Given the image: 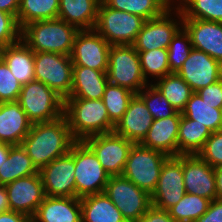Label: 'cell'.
Masks as SVG:
<instances>
[{"instance_id":"cell-1","label":"cell","mask_w":222,"mask_h":222,"mask_svg":"<svg viewBox=\"0 0 222 222\" xmlns=\"http://www.w3.org/2000/svg\"><path fill=\"white\" fill-rule=\"evenodd\" d=\"M75 141L63 115L53 121L32 124L21 145L40 171L54 159L67 154Z\"/></svg>"},{"instance_id":"cell-2","label":"cell","mask_w":222,"mask_h":222,"mask_svg":"<svg viewBox=\"0 0 222 222\" xmlns=\"http://www.w3.org/2000/svg\"><path fill=\"white\" fill-rule=\"evenodd\" d=\"M80 30L59 18L39 20L21 29V40L33 52H50L71 55L73 44Z\"/></svg>"},{"instance_id":"cell-3","label":"cell","mask_w":222,"mask_h":222,"mask_svg":"<svg viewBox=\"0 0 222 222\" xmlns=\"http://www.w3.org/2000/svg\"><path fill=\"white\" fill-rule=\"evenodd\" d=\"M63 115L75 140L114 130L115 125L110 121L102 99L67 98L64 100Z\"/></svg>"},{"instance_id":"cell-4","label":"cell","mask_w":222,"mask_h":222,"mask_svg":"<svg viewBox=\"0 0 222 222\" xmlns=\"http://www.w3.org/2000/svg\"><path fill=\"white\" fill-rule=\"evenodd\" d=\"M17 102L32 124L63 116L64 100L46 84L33 80L22 85Z\"/></svg>"},{"instance_id":"cell-5","label":"cell","mask_w":222,"mask_h":222,"mask_svg":"<svg viewBox=\"0 0 222 222\" xmlns=\"http://www.w3.org/2000/svg\"><path fill=\"white\" fill-rule=\"evenodd\" d=\"M146 19L100 2L94 30L110 45H132Z\"/></svg>"},{"instance_id":"cell-6","label":"cell","mask_w":222,"mask_h":222,"mask_svg":"<svg viewBox=\"0 0 222 222\" xmlns=\"http://www.w3.org/2000/svg\"><path fill=\"white\" fill-rule=\"evenodd\" d=\"M168 158L160 151L133 144L122 175L152 195L157 187L163 163Z\"/></svg>"},{"instance_id":"cell-7","label":"cell","mask_w":222,"mask_h":222,"mask_svg":"<svg viewBox=\"0 0 222 222\" xmlns=\"http://www.w3.org/2000/svg\"><path fill=\"white\" fill-rule=\"evenodd\" d=\"M107 78L110 84L125 87L137 94L149 82L142 74L139 54L133 45H111Z\"/></svg>"},{"instance_id":"cell-8","label":"cell","mask_w":222,"mask_h":222,"mask_svg":"<svg viewBox=\"0 0 222 222\" xmlns=\"http://www.w3.org/2000/svg\"><path fill=\"white\" fill-rule=\"evenodd\" d=\"M73 158L76 197L103 193L110 176L83 140L73 143Z\"/></svg>"},{"instance_id":"cell-9","label":"cell","mask_w":222,"mask_h":222,"mask_svg":"<svg viewBox=\"0 0 222 222\" xmlns=\"http://www.w3.org/2000/svg\"><path fill=\"white\" fill-rule=\"evenodd\" d=\"M182 27L183 15L174 3L161 16L146 20L132 45L137 52L168 49L172 38Z\"/></svg>"},{"instance_id":"cell-10","label":"cell","mask_w":222,"mask_h":222,"mask_svg":"<svg viewBox=\"0 0 222 222\" xmlns=\"http://www.w3.org/2000/svg\"><path fill=\"white\" fill-rule=\"evenodd\" d=\"M71 57L50 52H34V76L66 100L72 88Z\"/></svg>"},{"instance_id":"cell-11","label":"cell","mask_w":222,"mask_h":222,"mask_svg":"<svg viewBox=\"0 0 222 222\" xmlns=\"http://www.w3.org/2000/svg\"><path fill=\"white\" fill-rule=\"evenodd\" d=\"M104 193L127 222H135L152 206L151 195L123 175L110 176Z\"/></svg>"},{"instance_id":"cell-12","label":"cell","mask_w":222,"mask_h":222,"mask_svg":"<svg viewBox=\"0 0 222 222\" xmlns=\"http://www.w3.org/2000/svg\"><path fill=\"white\" fill-rule=\"evenodd\" d=\"M83 141L92 149L109 176L123 174L133 142L114 132L89 136Z\"/></svg>"},{"instance_id":"cell-13","label":"cell","mask_w":222,"mask_h":222,"mask_svg":"<svg viewBox=\"0 0 222 222\" xmlns=\"http://www.w3.org/2000/svg\"><path fill=\"white\" fill-rule=\"evenodd\" d=\"M183 174V155L169 157L161 168L157 187L151 195L152 205L168 210L186 194Z\"/></svg>"},{"instance_id":"cell-14","label":"cell","mask_w":222,"mask_h":222,"mask_svg":"<svg viewBox=\"0 0 222 222\" xmlns=\"http://www.w3.org/2000/svg\"><path fill=\"white\" fill-rule=\"evenodd\" d=\"M74 171L72 145L67 154L54 159L39 171L46 196L76 197Z\"/></svg>"},{"instance_id":"cell-15","label":"cell","mask_w":222,"mask_h":222,"mask_svg":"<svg viewBox=\"0 0 222 222\" xmlns=\"http://www.w3.org/2000/svg\"><path fill=\"white\" fill-rule=\"evenodd\" d=\"M110 46L94 29L80 30L75 37L70 55L73 66L107 71Z\"/></svg>"},{"instance_id":"cell-16","label":"cell","mask_w":222,"mask_h":222,"mask_svg":"<svg viewBox=\"0 0 222 222\" xmlns=\"http://www.w3.org/2000/svg\"><path fill=\"white\" fill-rule=\"evenodd\" d=\"M9 208L12 211L34 216L46 197L40 173L19 178L5 185Z\"/></svg>"},{"instance_id":"cell-17","label":"cell","mask_w":222,"mask_h":222,"mask_svg":"<svg viewBox=\"0 0 222 222\" xmlns=\"http://www.w3.org/2000/svg\"><path fill=\"white\" fill-rule=\"evenodd\" d=\"M177 74L196 92L222 79V64L193 48Z\"/></svg>"},{"instance_id":"cell-18","label":"cell","mask_w":222,"mask_h":222,"mask_svg":"<svg viewBox=\"0 0 222 222\" xmlns=\"http://www.w3.org/2000/svg\"><path fill=\"white\" fill-rule=\"evenodd\" d=\"M183 174L186 193L217 199L214 168L198 155H183Z\"/></svg>"},{"instance_id":"cell-19","label":"cell","mask_w":222,"mask_h":222,"mask_svg":"<svg viewBox=\"0 0 222 222\" xmlns=\"http://www.w3.org/2000/svg\"><path fill=\"white\" fill-rule=\"evenodd\" d=\"M154 119L142 98L135 94L126 112L114 126L113 132L134 144H140L146 137Z\"/></svg>"},{"instance_id":"cell-20","label":"cell","mask_w":222,"mask_h":222,"mask_svg":"<svg viewBox=\"0 0 222 222\" xmlns=\"http://www.w3.org/2000/svg\"><path fill=\"white\" fill-rule=\"evenodd\" d=\"M183 28L194 49L207 53L222 64V22L183 19Z\"/></svg>"},{"instance_id":"cell-21","label":"cell","mask_w":222,"mask_h":222,"mask_svg":"<svg viewBox=\"0 0 222 222\" xmlns=\"http://www.w3.org/2000/svg\"><path fill=\"white\" fill-rule=\"evenodd\" d=\"M181 112L173 116L155 119L146 137L140 143L142 146L160 151L168 157L178 156V132Z\"/></svg>"},{"instance_id":"cell-22","label":"cell","mask_w":222,"mask_h":222,"mask_svg":"<svg viewBox=\"0 0 222 222\" xmlns=\"http://www.w3.org/2000/svg\"><path fill=\"white\" fill-rule=\"evenodd\" d=\"M32 222H82L79 197H48L37 208Z\"/></svg>"},{"instance_id":"cell-23","label":"cell","mask_w":222,"mask_h":222,"mask_svg":"<svg viewBox=\"0 0 222 222\" xmlns=\"http://www.w3.org/2000/svg\"><path fill=\"white\" fill-rule=\"evenodd\" d=\"M31 126L17 101L0 103V143L21 145Z\"/></svg>"},{"instance_id":"cell-24","label":"cell","mask_w":222,"mask_h":222,"mask_svg":"<svg viewBox=\"0 0 222 222\" xmlns=\"http://www.w3.org/2000/svg\"><path fill=\"white\" fill-rule=\"evenodd\" d=\"M107 84V71L73 66L72 88L68 98L102 99Z\"/></svg>"},{"instance_id":"cell-25","label":"cell","mask_w":222,"mask_h":222,"mask_svg":"<svg viewBox=\"0 0 222 222\" xmlns=\"http://www.w3.org/2000/svg\"><path fill=\"white\" fill-rule=\"evenodd\" d=\"M0 57L21 85L35 80L34 52L21 39L0 48Z\"/></svg>"},{"instance_id":"cell-26","label":"cell","mask_w":222,"mask_h":222,"mask_svg":"<svg viewBox=\"0 0 222 222\" xmlns=\"http://www.w3.org/2000/svg\"><path fill=\"white\" fill-rule=\"evenodd\" d=\"M99 0H59L58 18L79 30H93L96 24Z\"/></svg>"},{"instance_id":"cell-27","label":"cell","mask_w":222,"mask_h":222,"mask_svg":"<svg viewBox=\"0 0 222 222\" xmlns=\"http://www.w3.org/2000/svg\"><path fill=\"white\" fill-rule=\"evenodd\" d=\"M80 201L82 222H127L104 192L81 197Z\"/></svg>"},{"instance_id":"cell-28","label":"cell","mask_w":222,"mask_h":222,"mask_svg":"<svg viewBox=\"0 0 222 222\" xmlns=\"http://www.w3.org/2000/svg\"><path fill=\"white\" fill-rule=\"evenodd\" d=\"M211 131L205 126L183 116L181 113L178 132V156L197 155L203 148Z\"/></svg>"},{"instance_id":"cell-29","label":"cell","mask_w":222,"mask_h":222,"mask_svg":"<svg viewBox=\"0 0 222 222\" xmlns=\"http://www.w3.org/2000/svg\"><path fill=\"white\" fill-rule=\"evenodd\" d=\"M38 172L22 145H13L10 147L8 159L0 166V184L6 185Z\"/></svg>"},{"instance_id":"cell-30","label":"cell","mask_w":222,"mask_h":222,"mask_svg":"<svg viewBox=\"0 0 222 222\" xmlns=\"http://www.w3.org/2000/svg\"><path fill=\"white\" fill-rule=\"evenodd\" d=\"M181 113L183 116L205 125L211 133L222 130V109H218V105L206 103L196 92L191 95Z\"/></svg>"},{"instance_id":"cell-31","label":"cell","mask_w":222,"mask_h":222,"mask_svg":"<svg viewBox=\"0 0 222 222\" xmlns=\"http://www.w3.org/2000/svg\"><path fill=\"white\" fill-rule=\"evenodd\" d=\"M106 6L136 14L146 20L161 16L173 4L174 0H103Z\"/></svg>"},{"instance_id":"cell-32","label":"cell","mask_w":222,"mask_h":222,"mask_svg":"<svg viewBox=\"0 0 222 222\" xmlns=\"http://www.w3.org/2000/svg\"><path fill=\"white\" fill-rule=\"evenodd\" d=\"M153 84L178 112H182L185 109L187 101L194 93L191 87L177 73H171L159 78Z\"/></svg>"},{"instance_id":"cell-33","label":"cell","mask_w":222,"mask_h":222,"mask_svg":"<svg viewBox=\"0 0 222 222\" xmlns=\"http://www.w3.org/2000/svg\"><path fill=\"white\" fill-rule=\"evenodd\" d=\"M59 0H20L17 23L22 29L25 25L58 18Z\"/></svg>"},{"instance_id":"cell-34","label":"cell","mask_w":222,"mask_h":222,"mask_svg":"<svg viewBox=\"0 0 222 222\" xmlns=\"http://www.w3.org/2000/svg\"><path fill=\"white\" fill-rule=\"evenodd\" d=\"M174 3L183 19L222 22V0H174Z\"/></svg>"},{"instance_id":"cell-35","label":"cell","mask_w":222,"mask_h":222,"mask_svg":"<svg viewBox=\"0 0 222 222\" xmlns=\"http://www.w3.org/2000/svg\"><path fill=\"white\" fill-rule=\"evenodd\" d=\"M210 200L186 193L182 199L167 211L176 222H195L208 209Z\"/></svg>"},{"instance_id":"cell-36","label":"cell","mask_w":222,"mask_h":222,"mask_svg":"<svg viewBox=\"0 0 222 222\" xmlns=\"http://www.w3.org/2000/svg\"><path fill=\"white\" fill-rule=\"evenodd\" d=\"M134 95L135 93L129 89L108 82L102 101L107 109L109 119L114 125L122 118Z\"/></svg>"},{"instance_id":"cell-37","label":"cell","mask_w":222,"mask_h":222,"mask_svg":"<svg viewBox=\"0 0 222 222\" xmlns=\"http://www.w3.org/2000/svg\"><path fill=\"white\" fill-rule=\"evenodd\" d=\"M141 64L142 74L145 80L149 83L155 82L157 79L162 78L168 74H171L168 63V50L156 49L149 51L138 52ZM150 78H154L149 81Z\"/></svg>"},{"instance_id":"cell-38","label":"cell","mask_w":222,"mask_h":222,"mask_svg":"<svg viewBox=\"0 0 222 222\" xmlns=\"http://www.w3.org/2000/svg\"><path fill=\"white\" fill-rule=\"evenodd\" d=\"M137 94L146 104L154 120L173 116L177 112L153 83H149Z\"/></svg>"},{"instance_id":"cell-39","label":"cell","mask_w":222,"mask_h":222,"mask_svg":"<svg viewBox=\"0 0 222 222\" xmlns=\"http://www.w3.org/2000/svg\"><path fill=\"white\" fill-rule=\"evenodd\" d=\"M193 49L191 39L186 30L182 27L172 38L168 47V63L171 73H177L188 58Z\"/></svg>"},{"instance_id":"cell-40","label":"cell","mask_w":222,"mask_h":222,"mask_svg":"<svg viewBox=\"0 0 222 222\" xmlns=\"http://www.w3.org/2000/svg\"><path fill=\"white\" fill-rule=\"evenodd\" d=\"M21 87L20 82L0 57V103L17 101Z\"/></svg>"},{"instance_id":"cell-41","label":"cell","mask_w":222,"mask_h":222,"mask_svg":"<svg viewBox=\"0 0 222 222\" xmlns=\"http://www.w3.org/2000/svg\"><path fill=\"white\" fill-rule=\"evenodd\" d=\"M213 168L222 165V130L211 133L202 150L197 154Z\"/></svg>"},{"instance_id":"cell-42","label":"cell","mask_w":222,"mask_h":222,"mask_svg":"<svg viewBox=\"0 0 222 222\" xmlns=\"http://www.w3.org/2000/svg\"><path fill=\"white\" fill-rule=\"evenodd\" d=\"M21 39V29L17 19L5 11L0 10V48L14 44Z\"/></svg>"},{"instance_id":"cell-43","label":"cell","mask_w":222,"mask_h":222,"mask_svg":"<svg viewBox=\"0 0 222 222\" xmlns=\"http://www.w3.org/2000/svg\"><path fill=\"white\" fill-rule=\"evenodd\" d=\"M196 93L203 101L210 105H218V109H222V79L216 83L199 89Z\"/></svg>"},{"instance_id":"cell-44","label":"cell","mask_w":222,"mask_h":222,"mask_svg":"<svg viewBox=\"0 0 222 222\" xmlns=\"http://www.w3.org/2000/svg\"><path fill=\"white\" fill-rule=\"evenodd\" d=\"M195 222H222V199L212 200L207 211Z\"/></svg>"},{"instance_id":"cell-45","label":"cell","mask_w":222,"mask_h":222,"mask_svg":"<svg viewBox=\"0 0 222 222\" xmlns=\"http://www.w3.org/2000/svg\"><path fill=\"white\" fill-rule=\"evenodd\" d=\"M135 222H176L168 211L151 206L147 212Z\"/></svg>"},{"instance_id":"cell-46","label":"cell","mask_w":222,"mask_h":222,"mask_svg":"<svg viewBox=\"0 0 222 222\" xmlns=\"http://www.w3.org/2000/svg\"><path fill=\"white\" fill-rule=\"evenodd\" d=\"M0 222H32L31 218L23 213L9 210L0 213Z\"/></svg>"},{"instance_id":"cell-47","label":"cell","mask_w":222,"mask_h":222,"mask_svg":"<svg viewBox=\"0 0 222 222\" xmlns=\"http://www.w3.org/2000/svg\"><path fill=\"white\" fill-rule=\"evenodd\" d=\"M20 6V0H0V10L12 14L16 19Z\"/></svg>"},{"instance_id":"cell-48","label":"cell","mask_w":222,"mask_h":222,"mask_svg":"<svg viewBox=\"0 0 222 222\" xmlns=\"http://www.w3.org/2000/svg\"><path fill=\"white\" fill-rule=\"evenodd\" d=\"M217 199H222V165L214 168Z\"/></svg>"},{"instance_id":"cell-49","label":"cell","mask_w":222,"mask_h":222,"mask_svg":"<svg viewBox=\"0 0 222 222\" xmlns=\"http://www.w3.org/2000/svg\"><path fill=\"white\" fill-rule=\"evenodd\" d=\"M9 201L5 185L0 184V213L9 211Z\"/></svg>"},{"instance_id":"cell-50","label":"cell","mask_w":222,"mask_h":222,"mask_svg":"<svg viewBox=\"0 0 222 222\" xmlns=\"http://www.w3.org/2000/svg\"><path fill=\"white\" fill-rule=\"evenodd\" d=\"M12 145L6 143H0V166L8 159L9 150Z\"/></svg>"}]
</instances>
